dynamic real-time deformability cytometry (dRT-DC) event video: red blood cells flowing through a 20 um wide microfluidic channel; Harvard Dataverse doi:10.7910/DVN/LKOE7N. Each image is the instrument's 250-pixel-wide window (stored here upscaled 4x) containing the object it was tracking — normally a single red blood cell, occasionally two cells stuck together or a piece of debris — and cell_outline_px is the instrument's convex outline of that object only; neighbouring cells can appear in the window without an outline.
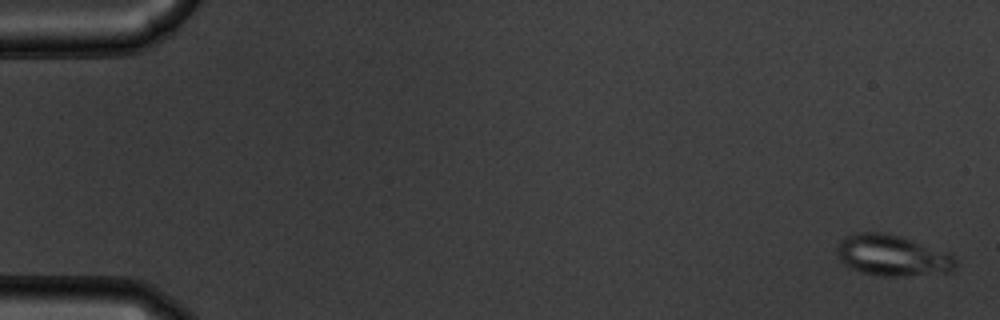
{"species": "common noctule bat (a hibernating species)", "species_latin": "Nyctalus noctula", "temperature_condition": "warm", "stored_images_in_passage": 56, "camera_frame_rate_fps": 3000, "um_per_image_px": 0.085, "animal": {"sex": "male", "body_mass_g": 19.5, "forearm_length_mm": 54.6}, "frame": {"image": 1, "passage_image": 2, "time_ms": 0.333, "image_size_px": [1000, 320], "cell_outline_px": [[956, 264], [952, 272], [896, 276], [880, 276], [860, 272], [848, 268], [840, 260], [836, 252], [836, 248], [840, 240], [844, 236], [860, 232], [884, 232], [944, 252], [952, 256], [956, 260]], "centroid_in_image_um": [75.75, 21.73], "position_along_channel_um": 9.2, "area_um2": 27.92}}
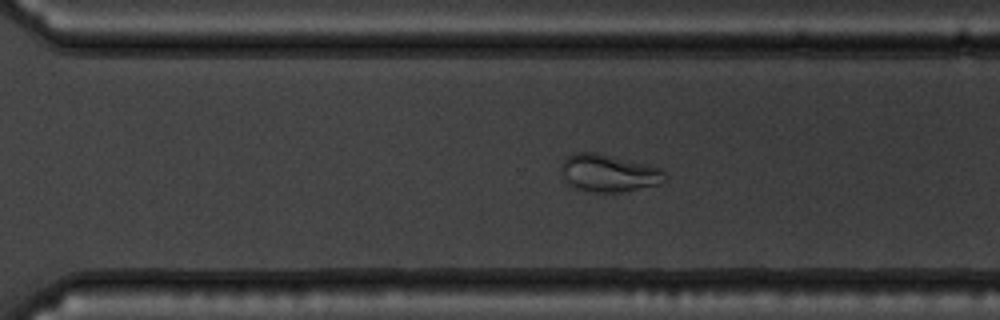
{"frame": {"image": 2, "passage_image": 39, "time_ms": 12.667, "image_size_px": [1000, 320], "cell_outline_px": [[664, 180], [660, 184], [620, 192], [584, 192], [568, 184], [560, 172], [560, 164], [572, 152], [596, 152], [660, 168], [664, 172]], "centroid_in_image_um": [51.65, 14.72], "position_along_channel_um": 318.9, "area_um2": 22.6}}
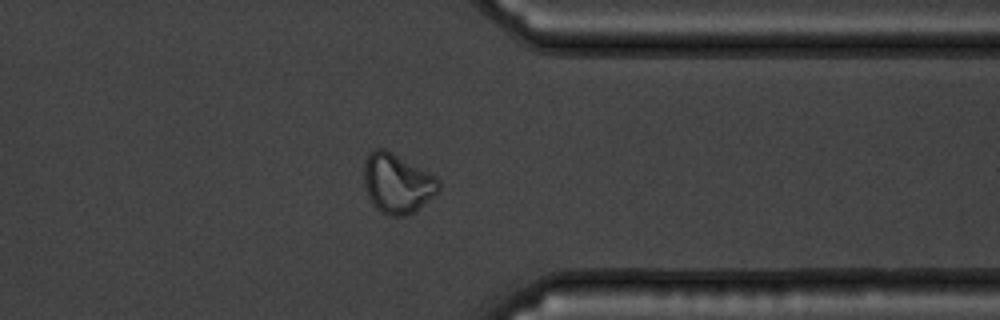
{"frame": {"image": 3, "passage_image": 44, "time_ms": 14.333, "image_size_px": [1000, 320], "cell_outline_px": [[440, 188], [432, 196], [412, 212], [404, 216], [392, 216], [380, 212], [376, 208], [368, 196], [364, 188], [364, 164], [368, 152], [376, 148], [384, 148], [392, 152], [440, 180]], "centroid_in_image_um": [33.7, 15.58], "position_along_channel_um": 377.7, "area_um2": 25.49}}